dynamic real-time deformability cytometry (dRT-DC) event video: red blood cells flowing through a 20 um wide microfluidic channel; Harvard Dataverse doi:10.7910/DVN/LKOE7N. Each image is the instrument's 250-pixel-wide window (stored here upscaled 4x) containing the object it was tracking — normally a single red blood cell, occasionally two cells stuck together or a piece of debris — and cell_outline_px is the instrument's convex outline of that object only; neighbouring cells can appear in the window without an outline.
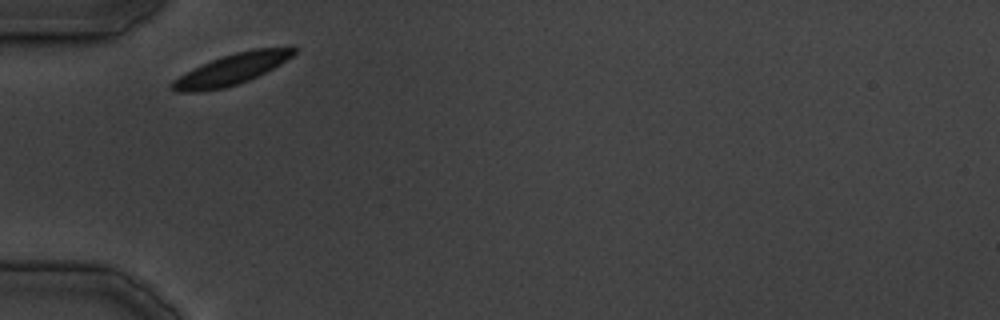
{"species": "common noctule bat (a hibernating species)", "species_latin": "Nyctalus noctula", "temperature_condition": "cold", "stored_images_in_passage": 16, "camera_frame_rate_fps": 3000, "um_per_image_px": 0.085, "animal": {"sex": "male", "body_mass_g": 19.5, "forearm_length_mm": 54.6}, "frame": {"image": 1, "passage_image": 1, "time_ms": 0.0, "image_size_px": [1000, 320], "cell_outline_px": [[296, 52], [292, 56], [280, 64], [248, 80], [224, 88], [204, 92], [176, 92], [168, 88], [168, 84], [172, 80], [212, 60], [236, 52], [252, 48], [296, 48]], "centroid_in_image_um": [19.61, 5.93], "position_along_channel_um": 65.4, "area_um2": 21.44}}